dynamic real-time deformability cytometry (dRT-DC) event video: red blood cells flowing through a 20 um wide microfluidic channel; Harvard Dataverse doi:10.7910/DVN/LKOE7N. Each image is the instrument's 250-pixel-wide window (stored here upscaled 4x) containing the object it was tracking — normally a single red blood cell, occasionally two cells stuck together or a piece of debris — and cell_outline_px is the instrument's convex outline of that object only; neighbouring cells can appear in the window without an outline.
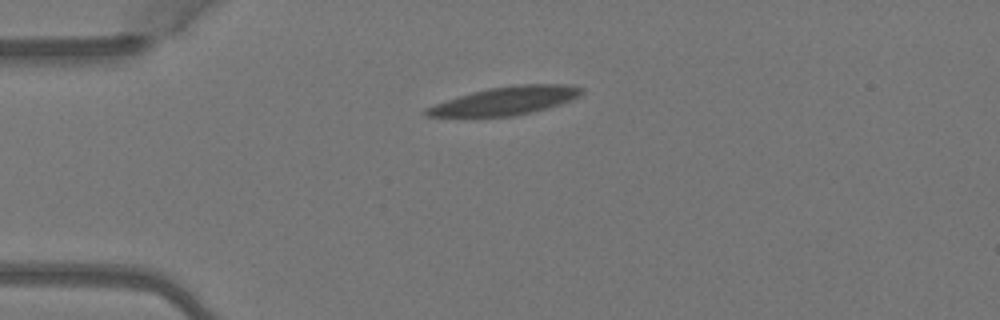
{"species": "Egyptian fruit bat (a non-hibernating species)", "species_latin": "Rousettus aegyptiacus", "temperature_condition": "warm", "stored_images_in_passage": 3, "segment_of_instrument_passage": [2, 2], "camera_frame_rate_fps": 3000, "um_per_image_px": 0.085, "animal": {"sex": "female"}, "frame": {"image": 1, "passage_image": 3, "time_ms": 0.667, "image_size_px": [1000, 320], "cell_outline_px": [[584, 92], [580, 96], [560, 104], [548, 108], [532, 112], [512, 116], [424, 116], [420, 112], [424, 108], [472, 92], [488, 88], [516, 84], [568, 84], [584, 88]], "centroid_in_image_um": [43.0, 8.55], "position_along_channel_um": 42.0, "area_um2": 25.43}}